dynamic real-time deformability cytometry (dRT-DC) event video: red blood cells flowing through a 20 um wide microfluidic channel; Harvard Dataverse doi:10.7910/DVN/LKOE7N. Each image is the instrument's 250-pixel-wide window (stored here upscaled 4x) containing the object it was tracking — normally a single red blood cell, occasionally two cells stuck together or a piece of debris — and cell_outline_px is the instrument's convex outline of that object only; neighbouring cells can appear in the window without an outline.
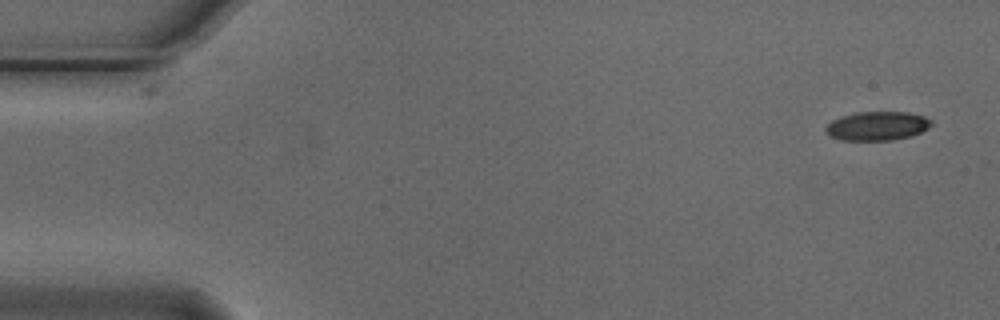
{"species": "Egyptian fruit bat (a non-hibernating species)", "species_latin": "Rousettus aegyptiacus", "temperature_condition": "cold", "stored_images_in_passage": 6, "camera_frame_rate_fps": 3000, "um_per_image_px": 0.085, "animal": {"sex": "male"}, "frame": {"image": 1, "passage_image": 1, "time_ms": 0.0, "image_size_px": [1000, 320], "cell_outline_px": [[932, 124], [928, 128], [912, 136], [892, 140], [840, 140], [824, 132], [824, 128], [832, 120], [840, 116], [856, 112], [908, 112], [924, 116], [932, 120]], "centroid_in_image_um": [74.55, 10.7], "position_along_channel_um": 10.4, "area_um2": 17.92}}
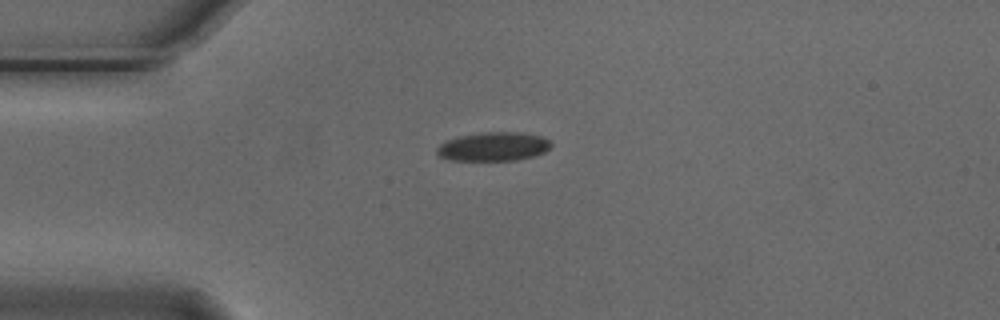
{"frame": {"image": 2, "passage_image": 4, "time_ms": 1.0, "image_size_px": [1000, 320], "cell_outline_px": [[552, 144], [544, 152], [532, 156], [516, 160], [452, 160], [440, 156], [436, 152], [436, 148], [444, 140], [460, 136], [484, 132], [520, 132], [540, 136], [548, 140]], "centroid_in_image_um": [41.91, 12.45], "position_along_channel_um": 43.1, "area_um2": 19.02}}
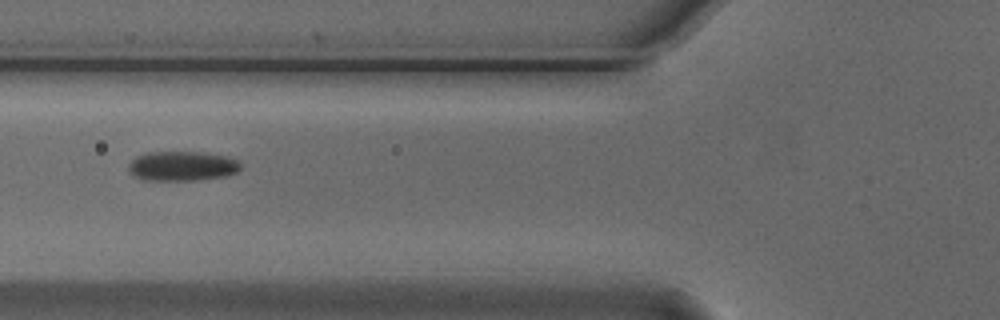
{"frame": {"image": 3, "passage_image": 6, "time_ms": 1.667, "image_size_px": [1000, 320], "cell_outline_px": [[240, 168], [236, 172], [228, 176], [196, 180], [144, 180], [132, 176], [128, 172], [128, 164], [136, 156], [144, 152], [204, 152], [228, 156], [236, 160], [240, 164]], "centroid_in_image_um": [15.44, 14.11], "position_along_channel_um": 110.4, "area_um2": 19.65}}